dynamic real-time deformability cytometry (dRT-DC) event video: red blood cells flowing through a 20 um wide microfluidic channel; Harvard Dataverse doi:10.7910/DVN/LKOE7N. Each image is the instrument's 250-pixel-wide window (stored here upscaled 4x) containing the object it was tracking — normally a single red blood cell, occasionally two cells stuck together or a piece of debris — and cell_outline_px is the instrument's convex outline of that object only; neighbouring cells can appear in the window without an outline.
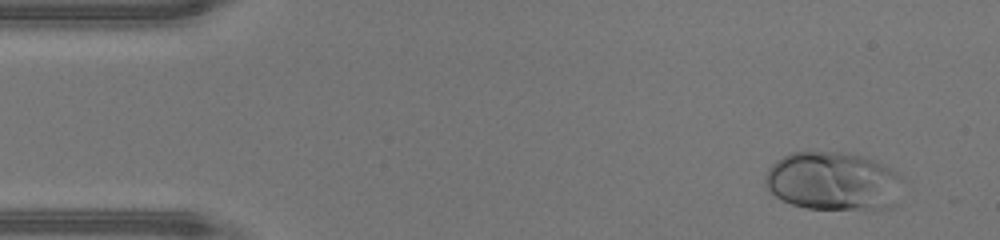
{"species": "human", "species_latin": "Homo sapiens", "temperature_condition": "warm", "stored_images_in_passage": 38, "camera_frame_rate_fps": 3000, "um_per_image_px": 0.085, "donor": {"sex": "male"}, "frame": {"image": 1, "passage_image": 1, "time_ms": 0.0, "image_size_px": [1000, 240], "cell_outline_px": [[900, 176], [896, 204], [888, 208], [804, 208], [792, 204], [776, 196], [764, 184], [764, 176], [768, 168], [776, 160], [792, 152], [848, 152], [872, 160], [896, 172]], "centroid_in_image_um": [70.75, 15.39], "position_along_channel_um": 14.2, "area_um2": 46.24}}
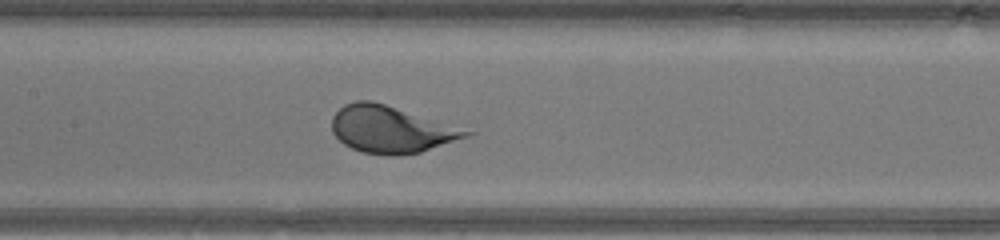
{"frame": {"image": 2, "passage_image": 19, "time_ms": 6.0, "image_size_px": [1000, 240], "cell_outline_px": [[476, 132], [468, 136], [420, 152], [400, 156], [388, 156], [364, 152], [352, 148], [344, 144], [332, 132], [332, 116], [344, 104], [356, 100], [372, 100]], "centroid_in_image_um": [33.21, 11.0], "position_along_channel_um": 174.2, "area_um2": 36.47}}
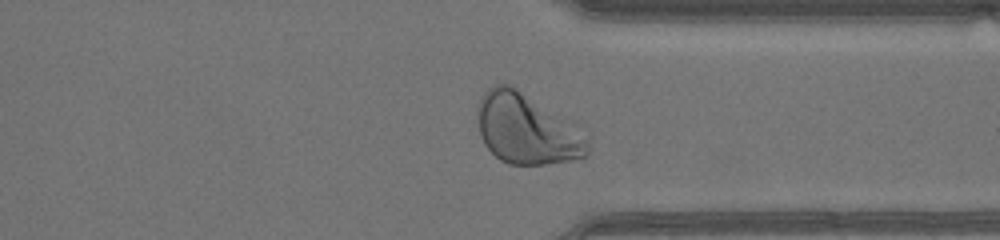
{"frame": {"image": 3, "passage_image": 32, "time_ms": 10.333, "image_size_px": [1000, 240], "cell_outline_px": [[588, 156], [572, 160], [544, 164], [508, 164], [500, 160], [484, 144], [480, 136], [476, 112], [476, 104], [480, 96], [488, 88], [496, 84], [508, 84], [568, 120], [588, 136]], "centroid_in_image_um": [44.74, 10.98], "position_along_channel_um": 366.7, "area_um2": 45.08}}